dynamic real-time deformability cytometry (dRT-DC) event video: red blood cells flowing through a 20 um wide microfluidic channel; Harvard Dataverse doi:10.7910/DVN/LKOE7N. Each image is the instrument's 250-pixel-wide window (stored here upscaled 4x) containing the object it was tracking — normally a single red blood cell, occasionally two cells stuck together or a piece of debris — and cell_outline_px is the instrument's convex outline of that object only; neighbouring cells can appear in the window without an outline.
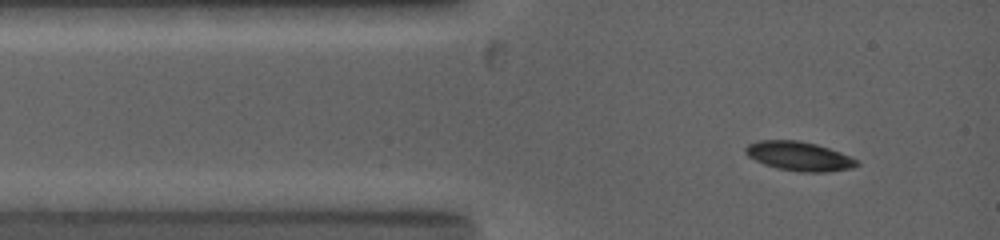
{"species": "common noctule bat (a hibernating species)", "species_latin": "Nyctalus noctula", "temperature_condition": "warm", "stored_images_in_passage": 4, "camera_frame_rate_fps": 5000, "um_per_image_px": 0.085, "animal": {"sex": "female", "body_mass_g": 19.0, "forearm_length_mm": 53.3}, "frame": {"image": 1, "passage_image": 2, "time_ms": 0.8, "image_size_px": [1000, 240], "cell_outline_px": [[860, 164], [852, 168], [828, 172], [800, 172], [776, 168], [764, 164], [748, 156], [744, 152], [744, 148], [748, 144], [760, 140], [800, 140], [816, 144], [840, 152], [860, 160]], "centroid_in_image_um": [67.94, 13.28], "position_along_channel_um": 17.1, "area_um2": 19.07}}
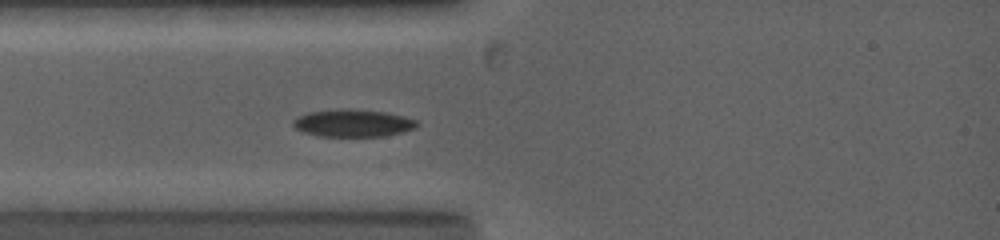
{"frame": {"image": 2, "passage_image": 4, "time_ms": 2.4, "image_size_px": [1000, 240], "cell_outline_px": [[420, 124], [412, 128], [400, 132], [384, 136], [320, 136], [304, 132], [296, 128], [292, 124], [292, 120], [296, 116], [308, 112], [336, 108], [344, 108], [384, 112], [404, 116], [416, 120]], "centroid_in_image_um": [29.94, 10.45], "position_along_channel_um": 55.1, "area_um2": 19.77}}